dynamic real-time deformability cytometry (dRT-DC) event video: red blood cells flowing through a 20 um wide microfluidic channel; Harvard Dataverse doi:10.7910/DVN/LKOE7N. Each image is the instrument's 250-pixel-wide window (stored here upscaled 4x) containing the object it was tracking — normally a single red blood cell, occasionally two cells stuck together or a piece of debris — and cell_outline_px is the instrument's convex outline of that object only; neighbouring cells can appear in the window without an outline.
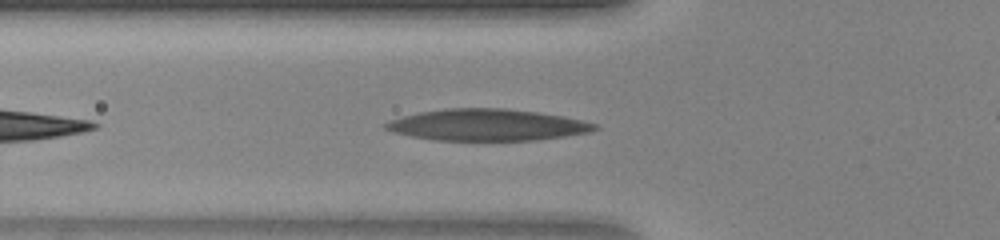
{"species": "human", "species_latin": "Homo sapiens", "temperature_condition": "warm", "stored_images_in_passage": 32, "camera_frame_rate_fps": 3000, "um_per_image_px": 0.085, "donor": {"sex": "female"}, "frame": {"image": 1, "passage_image": 4, "time_ms": 1.0, "image_size_px": [1000, 240], "cell_outline_px": [[600, 128], [592, 132], [536, 140], [436, 140], [412, 136], [392, 132], [384, 128], [380, 124], [388, 120], [420, 112], [444, 108], [504, 108], [536, 112], [564, 116], [584, 120], [596, 124]], "centroid_in_image_um": [41.4, 10.61], "position_along_channel_um": 84.4, "area_um2": 38.61}}
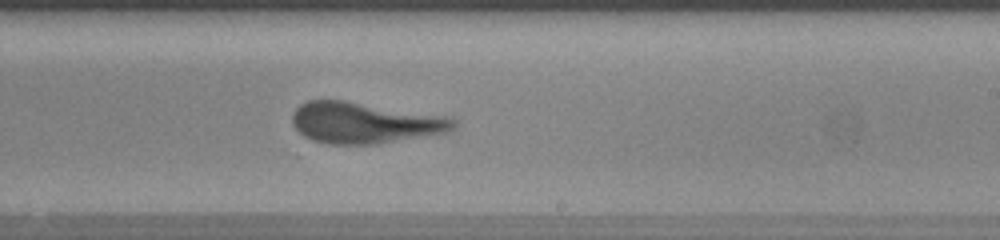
{"frame": {"image": 2, "passage_image": 16, "time_ms": 5.0, "image_size_px": [1000, 240], "cell_outline_px": [[456, 128], [448, 132], [376, 144], [328, 144], [312, 140], [304, 136], [292, 124], [292, 116], [296, 108], [300, 104], [308, 100], [344, 100], [448, 116], [456, 120]], "centroid_in_image_um": [31.0, 10.43], "position_along_channel_um": 258.0, "area_um2": 38.73}}
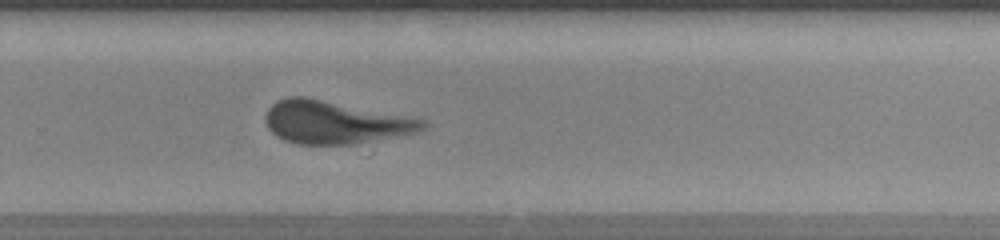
{"frame": {"image": 3, "passage_image": 19, "time_ms": 6.0, "image_size_px": [1000, 240], "cell_outline_px": [[432, 124], [420, 132], [372, 152], [296, 144], [284, 140], [276, 136], [268, 128], [264, 120], [264, 116], [268, 108], [276, 100], [288, 96], [304, 96], [428, 120]], "centroid_in_image_um": [28.75, 10.58], "position_along_channel_um": 301.1, "area_um2": 43.99}}